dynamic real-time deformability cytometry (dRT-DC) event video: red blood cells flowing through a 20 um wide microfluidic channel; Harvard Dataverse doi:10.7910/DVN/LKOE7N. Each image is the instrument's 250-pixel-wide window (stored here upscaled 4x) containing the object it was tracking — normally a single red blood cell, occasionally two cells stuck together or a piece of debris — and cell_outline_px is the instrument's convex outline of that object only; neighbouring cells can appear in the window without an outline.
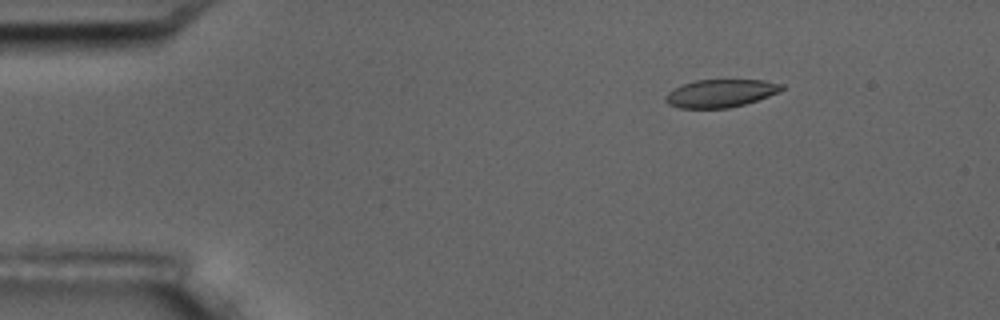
{"species": "common noctule bat (a hibernating species)", "species_latin": "Nyctalus noctula", "temperature_condition": "room temperature", "stored_images_in_passage": 5, "camera_frame_rate_fps": 3000, "um_per_image_px": 0.085, "animal": {"sex": "male", "body_mass_g": 17.5, "forearm_length_mm": 52.3}, "frame": {"image": 1, "passage_image": 1, "time_ms": 0.0, "image_size_px": [1000, 320], "cell_outline_px": [[784, 88], [780, 92], [744, 104], [728, 108], [680, 108], [668, 104], [664, 100], [664, 96], [668, 92], [680, 84], [696, 80], [764, 80], [784, 84]], "centroid_in_image_um": [61.22, 7.92], "position_along_channel_um": 23.8, "area_um2": 18.96}}
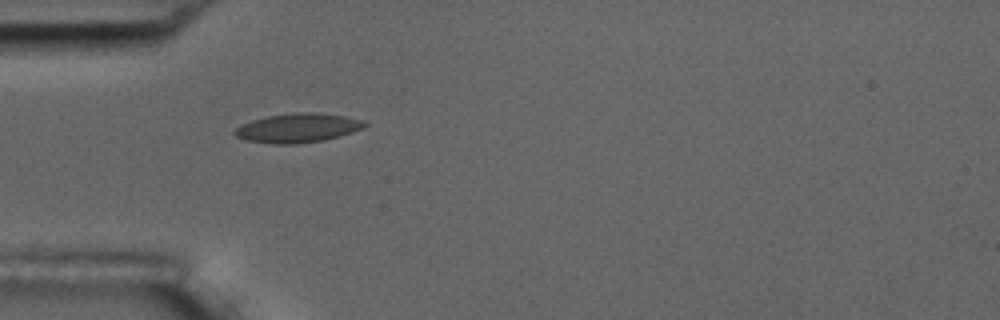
{"frame": {"image": 2, "passage_image": 3, "time_ms": 3.0, "image_size_px": [1000, 320], "cell_outline_px": [[368, 124], [352, 132], [340, 136], [324, 140], [296, 144], [276, 144], [248, 140], [236, 136], [232, 132], [236, 128], [252, 120], [268, 116], [296, 112], [316, 112], [344, 116], [364, 120]], "centroid_in_image_um": [25.33, 10.87], "position_along_channel_um": 59.7, "area_um2": 21.85}}